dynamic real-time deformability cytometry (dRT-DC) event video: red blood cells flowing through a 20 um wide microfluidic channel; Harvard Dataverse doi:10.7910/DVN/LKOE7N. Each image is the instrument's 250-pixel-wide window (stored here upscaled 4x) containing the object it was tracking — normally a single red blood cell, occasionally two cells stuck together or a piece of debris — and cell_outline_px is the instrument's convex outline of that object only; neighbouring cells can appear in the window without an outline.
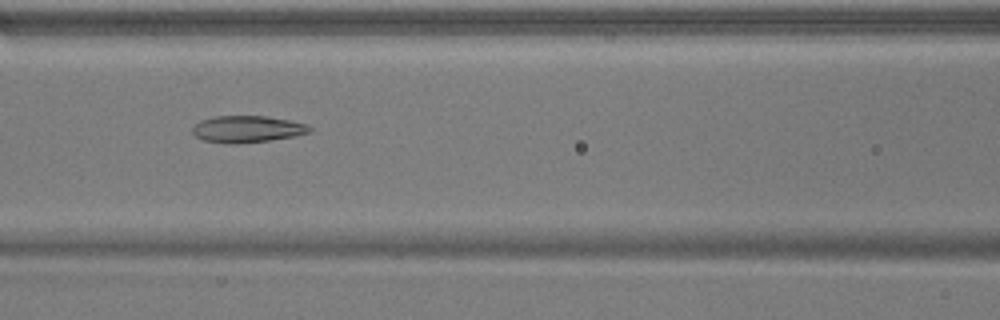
{"species": "common noctule bat (a hibernating species)", "species_latin": "Nyctalus noctula", "temperature_condition": "warm", "stored_images_in_passage": 41, "camera_frame_rate_fps": 3000, "um_per_image_px": 0.085, "animal": {"sex": "male", "body_mass_g": 17.9}, "frame": {"image": 1, "passage_image": 11, "time_ms": 3.333, "image_size_px": [1000, 320], "cell_outline_px": [[312, 132], [296, 136], [268, 140], [236, 144], [228, 144], [204, 140], [196, 136], [192, 132], [192, 128], [200, 120], [216, 116], [264, 116], [288, 120], [308, 124], [312, 128]], "centroid_in_image_um": [21.03, 10.97], "position_along_channel_um": 145.6, "area_um2": 18.26}}
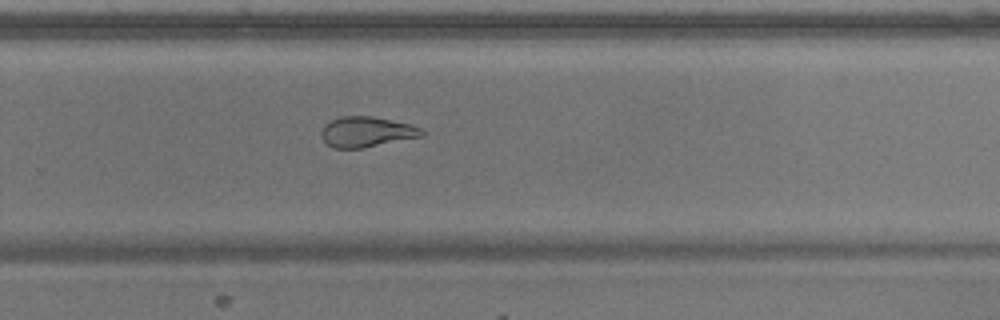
{"frame": {"image": 2, "passage_image": 23, "time_ms": 7.333, "image_size_px": [1000, 320], "cell_outline_px": [[428, 132], [424, 136], [364, 148], [332, 148], [320, 136], [320, 132], [324, 124], [340, 116], [372, 116], [412, 124]], "centroid_in_image_um": [31.19, 11.21], "position_along_channel_um": 298.6, "area_um2": 18.09}}
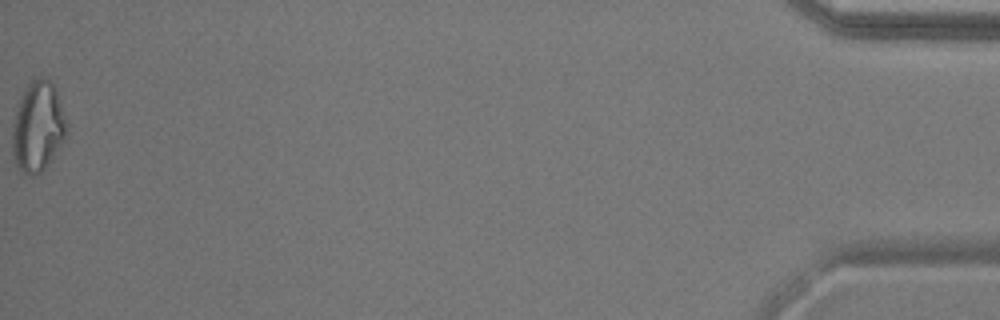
{"frame": {"image": 3, "passage_image": 41, "time_ms": 13.333, "image_size_px": [1000, 320], "cell_outline_px": [[68, 132], [64, 140], [48, 164], [36, 176], [28, 176], [16, 164], [12, 156], [12, 124], [16, 108], [28, 84], [32, 80], [40, 76], [48, 76], [56, 92], [68, 124]], "centroid_in_image_um": [3.22, 10.78], "position_along_channel_um": 432.0, "area_um2": 28.61}, "authors_computed_cell_mechanics": {"area_um2": 19.1318, "velocity_mm_per_s": 3.8477, "shape_relaxation_time_tau1_ms": null, "shape_relaxation_time_tau2_ms": 2.1001, "deformation_change_tau1": null, "deformation_change_tau2": 0.1007}}